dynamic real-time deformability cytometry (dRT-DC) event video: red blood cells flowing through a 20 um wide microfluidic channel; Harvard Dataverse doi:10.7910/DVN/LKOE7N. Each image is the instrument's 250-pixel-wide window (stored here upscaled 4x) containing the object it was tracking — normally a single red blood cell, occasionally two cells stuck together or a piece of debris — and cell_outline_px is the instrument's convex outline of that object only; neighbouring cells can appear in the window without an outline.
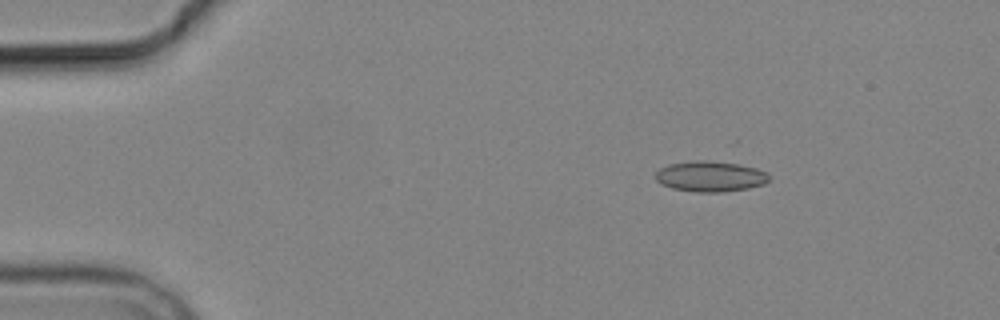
{"species": "common noctule bat (a hibernating species)", "species_latin": "Nyctalus noctula", "temperature_condition": "cold", "stored_images_in_passage": 6, "camera_frame_rate_fps": 3000, "um_per_image_px": 0.085, "animal": {"sex": "male", "body_mass_g": 19.2, "forearm_length_mm": 51.8}, "frame": {"image": 1, "passage_image": 3, "time_ms": 2.333, "image_size_px": [1000, 320], "cell_outline_px": [[768, 180], [764, 184], [748, 188], [724, 192], [696, 192], [672, 188], [660, 184], [656, 180], [656, 172], [660, 168], [668, 164], [696, 160], [708, 160], [740, 164], [756, 168], [768, 172]], "centroid_in_image_um": [60.37, 14.99], "position_along_channel_um": 24.6, "area_um2": 20.35}}